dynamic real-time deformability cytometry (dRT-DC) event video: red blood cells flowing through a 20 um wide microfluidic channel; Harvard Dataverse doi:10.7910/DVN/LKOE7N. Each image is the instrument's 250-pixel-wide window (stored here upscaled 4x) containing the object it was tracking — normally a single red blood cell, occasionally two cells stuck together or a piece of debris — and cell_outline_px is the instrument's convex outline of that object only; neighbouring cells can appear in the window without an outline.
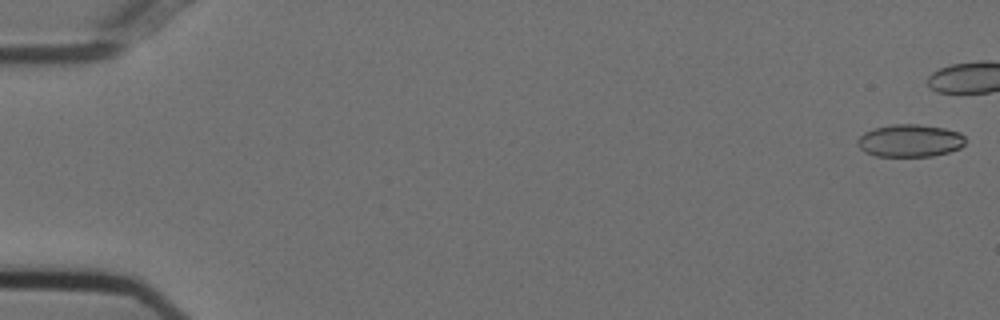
{"species": "Egyptian fruit bat (a non-hibernating species)", "species_latin": "Rousettus aegyptiacus", "temperature_condition": "cold", "stored_images_in_passage": 21, "camera_frame_rate_fps": 3000, "um_per_image_px": 0.085, "animal": {"sex": "female"}, "frame": {"image": 1, "passage_image": 1, "time_ms": 0.0, "image_size_px": [1000, 320], "cell_outline_px": [[964, 144], [960, 148], [948, 152], [932, 156], [876, 156], [864, 152], [856, 144], [856, 140], [864, 132], [872, 128], [892, 124], [916, 124], [944, 128], [960, 132], [964, 136]], "centroid_in_image_um": [77.3, 11.95], "position_along_channel_um": 7.7, "area_um2": 20.58}}